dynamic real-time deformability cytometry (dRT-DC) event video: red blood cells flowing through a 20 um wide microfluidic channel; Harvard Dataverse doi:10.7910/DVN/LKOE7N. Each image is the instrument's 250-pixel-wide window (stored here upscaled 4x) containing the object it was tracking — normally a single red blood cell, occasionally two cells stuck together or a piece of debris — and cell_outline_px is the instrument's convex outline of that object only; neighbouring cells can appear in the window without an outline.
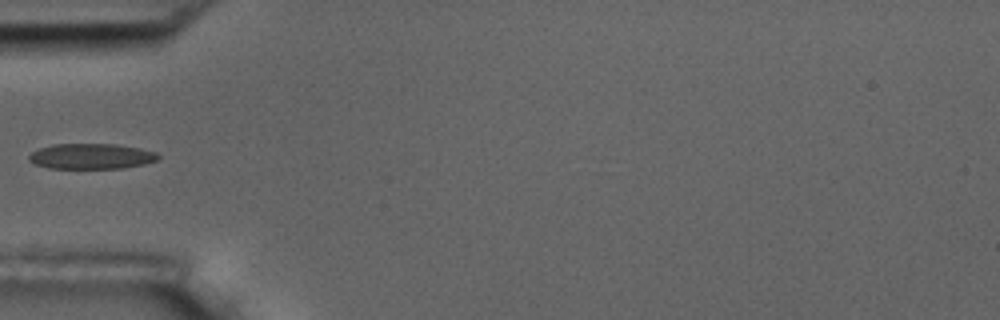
{"species": "common noctule bat (a hibernating species)", "species_latin": "Nyctalus noctula", "temperature_condition": "room temperature", "stored_images_in_passage": 6, "camera_frame_rate_fps": 3000, "um_per_image_px": 0.085, "animal": {"sex": "male", "body_mass_g": 17.5, "forearm_length_mm": 52.3}, "frame": {"image": 1, "passage_image": 6, "time_ms": 5.667, "image_size_px": [1000, 320], "cell_outline_px": [[160, 156], [156, 160], [144, 164], [120, 168], [48, 168], [36, 164], [28, 160], [28, 156], [32, 152], [40, 148], [52, 144], [116, 144], [140, 148], [156, 152]], "centroid_in_image_um": [7.75, 13.28], "position_along_channel_um": 77.3, "area_um2": 19.07}}